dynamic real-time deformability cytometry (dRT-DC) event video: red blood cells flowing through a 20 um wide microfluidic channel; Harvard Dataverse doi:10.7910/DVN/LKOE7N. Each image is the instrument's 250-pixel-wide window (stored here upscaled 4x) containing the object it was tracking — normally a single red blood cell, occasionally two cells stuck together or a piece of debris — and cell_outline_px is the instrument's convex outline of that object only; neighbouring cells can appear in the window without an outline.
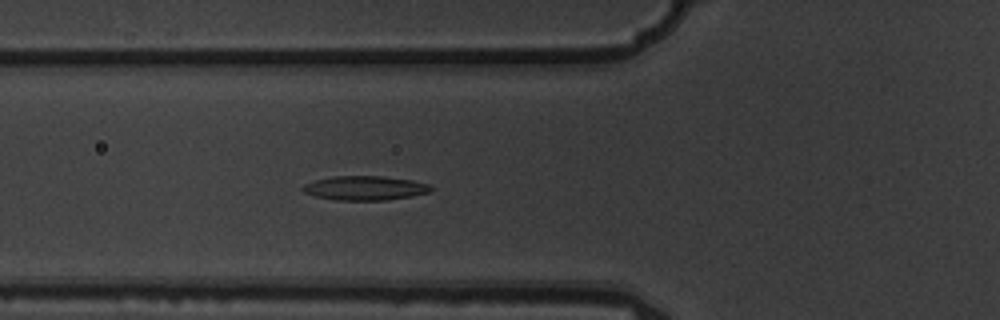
{"species": "common noctule bat (a hibernating species)", "species_latin": "Nyctalus noctula", "temperature_condition": "warm", "stored_images_in_passage": 5, "camera_frame_rate_fps": 3000, "um_per_image_px": 0.085, "animal": {"sex": "male", "body_mass_g": 19.5, "forearm_length_mm": 54.6}, "frame": {"image": 1, "passage_image": 5, "time_ms": 1.333, "image_size_px": [1000, 320], "cell_outline_px": [[432, 188], [428, 192], [412, 196], [388, 200], [336, 200], [316, 196], [304, 192], [300, 188], [304, 184], [316, 180], [332, 176], [384, 176], [412, 180], [428, 184]], "centroid_in_image_um": [31.0, 15.98], "position_along_channel_um": 94.8, "area_um2": 18.03}}